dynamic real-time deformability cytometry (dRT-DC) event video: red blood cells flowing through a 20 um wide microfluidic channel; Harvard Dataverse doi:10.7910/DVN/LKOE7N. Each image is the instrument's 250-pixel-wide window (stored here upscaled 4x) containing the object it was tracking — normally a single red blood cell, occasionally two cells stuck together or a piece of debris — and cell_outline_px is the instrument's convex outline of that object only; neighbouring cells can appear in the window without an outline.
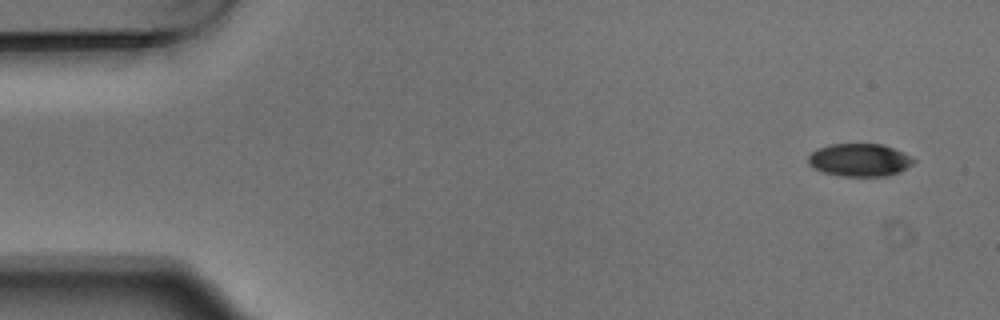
{"species": "Egyptian fruit bat (a non-hibernating species)", "species_latin": "Rousettus aegyptiacus", "temperature_condition": "warm", "stored_images_in_passage": 6, "camera_frame_rate_fps": 3000, "um_per_image_px": 0.085, "animal": {"sex": "male"}, "frame": {"image": 1, "passage_image": 1, "time_ms": 0.0, "image_size_px": [1000, 320], "cell_outline_px": [[916, 160], [912, 164], [888, 176], [840, 176], [824, 172], [812, 168], [808, 164], [808, 156], [816, 148], [832, 144], [880, 144], [892, 148]], "centroid_in_image_um": [72.98, 13.6], "position_along_channel_um": 12.0, "area_um2": 19.88}}
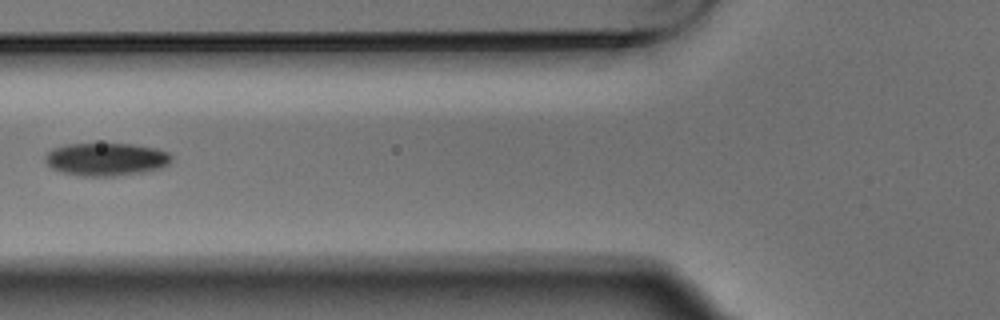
{"frame": {"image": 2, "passage_image": 5, "time_ms": 1.333, "image_size_px": [1000, 320], "cell_outline_px": [[172, 160], [168, 164], [160, 168], [144, 172], [116, 176], [80, 176], [64, 172], [52, 168], [44, 160], [44, 156], [52, 148], [64, 144], [132, 144], [156, 148], [168, 152], [172, 156]], "centroid_in_image_um": [9.02, 13.53], "position_along_channel_um": 116.8, "area_um2": 24.28}}
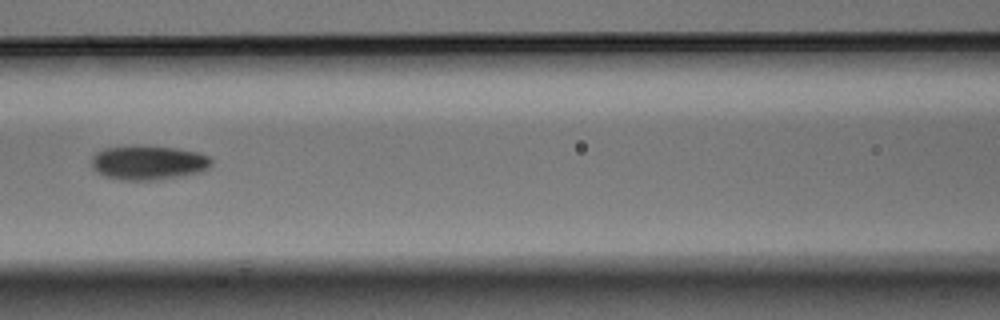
{"frame": {"image": 3, "passage_image": 6, "time_ms": 1.667, "image_size_px": [1000, 320], "cell_outline_px": [[212, 164], [204, 172], [184, 176], [156, 180], [120, 180], [104, 176], [96, 172], [92, 168], [92, 156], [96, 152], [104, 148], [132, 144], [140, 144], [176, 148], [200, 152], [208, 156], [212, 160]], "centroid_in_image_um": [12.61, 13.81], "position_along_channel_um": 154.0, "area_um2": 24.8}}